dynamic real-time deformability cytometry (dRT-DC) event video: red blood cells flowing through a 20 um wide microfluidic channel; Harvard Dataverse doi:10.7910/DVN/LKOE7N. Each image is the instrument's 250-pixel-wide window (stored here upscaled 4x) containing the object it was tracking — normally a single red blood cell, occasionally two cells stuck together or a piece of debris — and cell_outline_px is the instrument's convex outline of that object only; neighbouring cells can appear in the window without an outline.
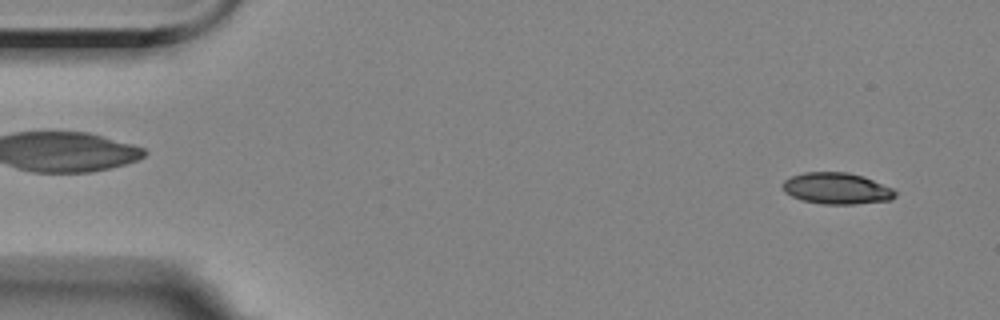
{"species": "Egyptian fruit bat (a non-hibernating species)", "species_latin": "Rousettus aegyptiacus", "temperature_condition": "room temperature", "stored_images_in_passage": 4, "segment_of_instrument_passage": [2, 2], "camera_frame_rate_fps": 3000, "um_per_image_px": 0.085, "animal": {"sex": "female"}, "frame": {"image": 1, "passage_image": 4, "time_ms": 3.333, "image_size_px": [1000, 320], "cell_outline_px": [[896, 196], [888, 200], [856, 204], [824, 204], [800, 200], [784, 192], [780, 184], [784, 180], [792, 176], [804, 172], [848, 172], [864, 176], [892, 188], [896, 192]], "centroid_in_image_um": [71.08, 16.01], "position_along_channel_um": 13.9, "area_um2": 20.69}}